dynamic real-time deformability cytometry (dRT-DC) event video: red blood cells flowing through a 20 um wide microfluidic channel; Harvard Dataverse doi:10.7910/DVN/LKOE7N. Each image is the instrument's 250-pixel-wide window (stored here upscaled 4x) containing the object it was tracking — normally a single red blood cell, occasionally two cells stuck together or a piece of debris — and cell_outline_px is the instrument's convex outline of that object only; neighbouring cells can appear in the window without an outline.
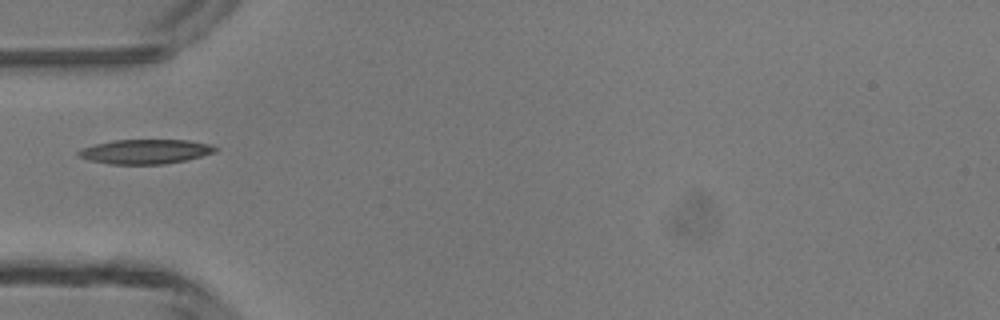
{"species": "common noctule bat (a hibernating species)", "species_latin": "Nyctalus noctula", "temperature_condition": "room temperature", "stored_images_in_passage": 1, "camera_frame_rate_fps": 3000, "um_per_image_px": 0.085, "animal": {"sex": "male", "body_mass_g": 13.3}, "frame": {"image": 1, "passage_image": 1, "time_ms": 0.0, "image_size_px": [1000, 320], "cell_outline_px": [[220, 148], [216, 152], [184, 160], [164, 164], [108, 164], [88, 160], [80, 156], [76, 152], [84, 148], [96, 144], [112, 140], [188, 140], [212, 144]], "centroid_in_image_um": [12.4, 12.88], "position_along_channel_um": 72.6, "area_um2": 19.48}}